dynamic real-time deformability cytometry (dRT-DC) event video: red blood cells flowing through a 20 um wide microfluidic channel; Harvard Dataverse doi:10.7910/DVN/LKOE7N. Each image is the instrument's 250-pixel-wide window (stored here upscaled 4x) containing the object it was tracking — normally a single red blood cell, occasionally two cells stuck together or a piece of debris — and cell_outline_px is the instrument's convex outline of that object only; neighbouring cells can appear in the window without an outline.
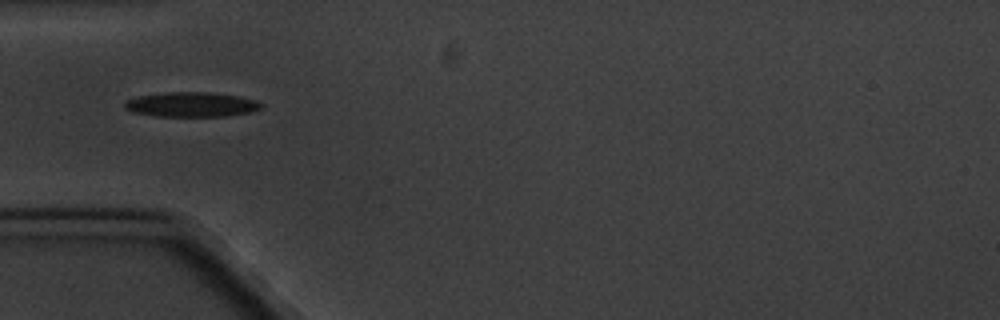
{"species": "common noctule bat (a hibernating species)", "species_latin": "Nyctalus noctula", "temperature_condition": "cold", "stored_images_in_passage": 8, "camera_frame_rate_fps": 3000, "um_per_image_px": 0.085, "animal": {"sex": "male", "body_mass_g": 20.1, "forearm_length_mm": 53.5}, "frame": {"image": 1, "passage_image": 5, "time_ms": 5.333, "image_size_px": [1000, 320], "cell_outline_px": [[264, 104], [260, 108], [248, 112], [224, 116], [156, 116], [132, 112], [124, 108], [124, 104], [128, 100], [136, 96], [168, 92], [208, 92], [240, 96], [256, 100]], "centroid_in_image_um": [16.25, 8.87], "position_along_channel_um": 68.7, "area_um2": 19.59}}